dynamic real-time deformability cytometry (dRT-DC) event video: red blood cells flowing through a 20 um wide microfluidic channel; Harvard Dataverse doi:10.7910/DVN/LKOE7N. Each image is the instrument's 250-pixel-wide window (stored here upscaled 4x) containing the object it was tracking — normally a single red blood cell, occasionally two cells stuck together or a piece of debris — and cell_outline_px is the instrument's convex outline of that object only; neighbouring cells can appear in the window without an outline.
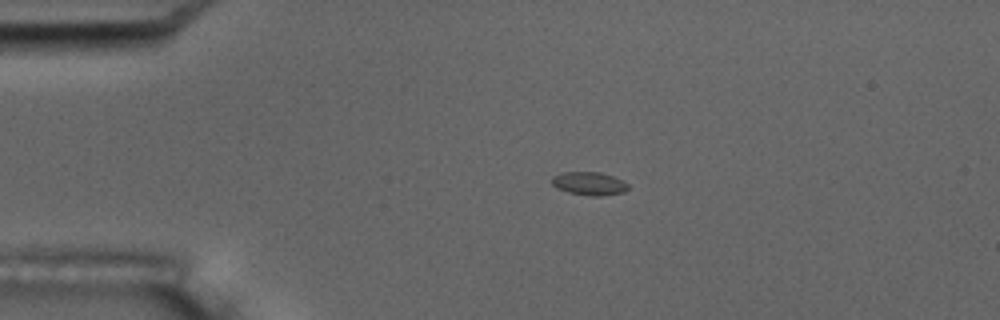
{"species": "common noctule bat (a hibernating species)", "species_latin": "Nyctalus noctula", "temperature_condition": "room temperature", "stored_images_in_passage": 6, "camera_frame_rate_fps": 3000, "um_per_image_px": 0.085, "animal": {"sex": "male", "body_mass_g": 17.5, "forearm_length_mm": 52.3}, "frame": {"image": 1, "passage_image": 4, "time_ms": 3.333, "image_size_px": [1000, 320], "cell_outline_px": [[628, 188], [624, 192], [600, 196], [592, 196], [568, 192], [556, 188], [552, 184], [552, 176], [560, 172], [600, 172], [612, 176], [628, 184]], "centroid_in_image_um": [50.04, 15.6], "position_along_channel_um": 35.0, "area_um2": 10.29}}